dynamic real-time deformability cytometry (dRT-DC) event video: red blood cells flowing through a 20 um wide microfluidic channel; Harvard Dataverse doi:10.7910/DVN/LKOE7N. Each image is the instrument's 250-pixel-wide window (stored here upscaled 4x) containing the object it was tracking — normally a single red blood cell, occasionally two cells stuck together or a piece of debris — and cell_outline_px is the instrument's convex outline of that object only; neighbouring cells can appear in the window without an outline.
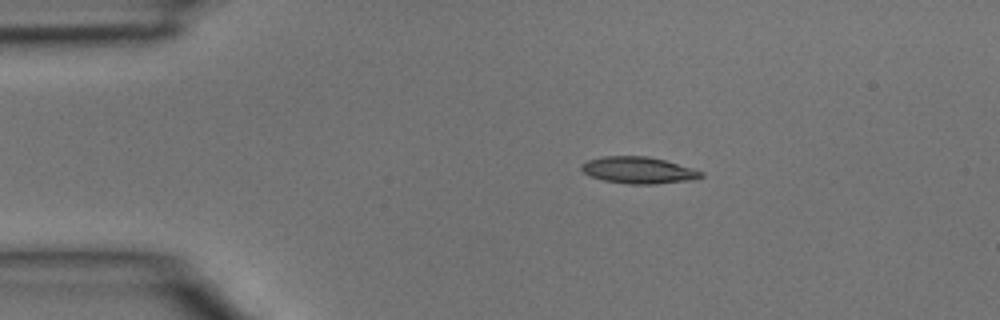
{"species": "common noctule bat (a hibernating species)", "species_latin": "Nyctalus noctula", "temperature_condition": "room temperature", "stored_images_in_passage": 2, "camera_frame_rate_fps": 3000, "um_per_image_px": 0.085, "animal": {"sex": "male", "body_mass_g": 15.6}, "frame": {"image": 1, "passage_image": 1, "time_ms": 0.0, "image_size_px": [1000, 320], "cell_outline_px": [[704, 176], [696, 180], [656, 184], [628, 184], [604, 180], [592, 176], [584, 172], [580, 168], [580, 164], [588, 160], [604, 156], [648, 156], [664, 160], [692, 168], [704, 172]], "centroid_in_image_um": [54.31, 14.47], "position_along_channel_um": 30.7, "area_um2": 18.67}}